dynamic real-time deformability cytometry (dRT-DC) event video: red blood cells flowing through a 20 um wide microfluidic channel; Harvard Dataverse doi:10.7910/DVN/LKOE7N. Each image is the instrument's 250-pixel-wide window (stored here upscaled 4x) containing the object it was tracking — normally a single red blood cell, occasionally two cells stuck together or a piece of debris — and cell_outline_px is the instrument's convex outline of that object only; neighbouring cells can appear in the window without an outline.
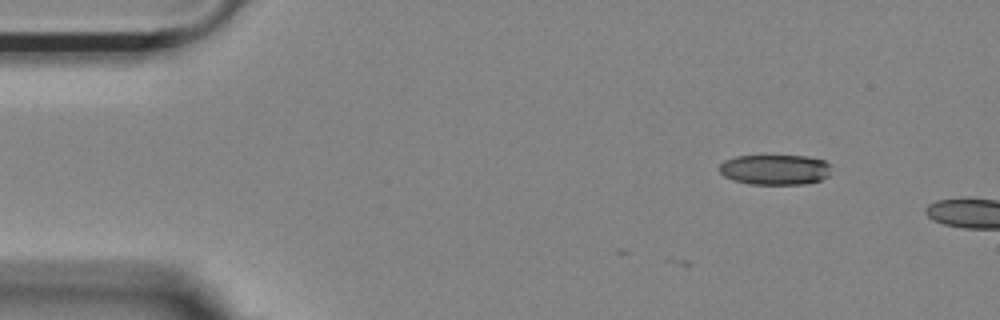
{"species": "Egyptian fruit bat (a non-hibernating species)", "species_latin": "Rousettus aegyptiacus", "temperature_condition": "room temperature", "stored_images_in_passage": 3, "camera_frame_rate_fps": 3000, "um_per_image_px": 0.085, "animal": {"sex": "female"}, "frame": {"image": 1, "passage_image": 3, "time_ms": 0.667, "image_size_px": [1000, 320], "cell_outline_px": [[832, 164], [828, 176], [820, 180], [804, 184], [748, 184], [732, 180], [724, 176], [720, 172], [720, 164], [724, 160], [736, 156], [808, 156], [824, 160]], "centroid_in_image_um": [65.89, 14.42], "position_along_channel_um": 19.1, "area_um2": 19.88}}